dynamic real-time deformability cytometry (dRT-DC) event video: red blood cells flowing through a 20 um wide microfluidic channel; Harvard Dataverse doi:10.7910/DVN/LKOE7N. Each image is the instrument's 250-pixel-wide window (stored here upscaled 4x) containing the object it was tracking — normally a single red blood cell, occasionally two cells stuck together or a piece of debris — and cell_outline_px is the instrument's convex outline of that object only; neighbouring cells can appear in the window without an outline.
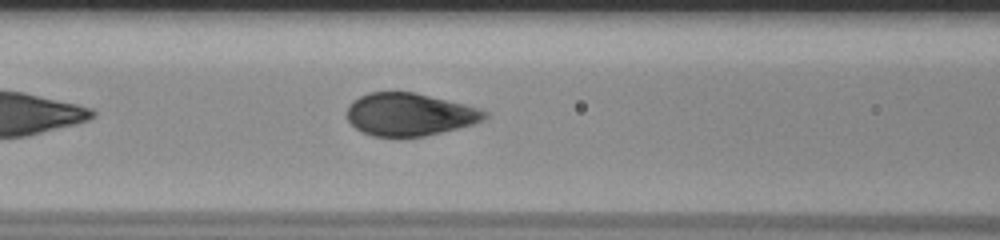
{"species": "human", "species_latin": "Homo sapiens", "temperature_condition": "room temperature", "stored_images_in_passage": 24, "camera_frame_rate_fps": 3000, "um_per_image_px": 0.085, "donor": {"sex": "male"}, "frame": {"image": 1, "passage_image": 8, "time_ms": 2.333, "image_size_px": [1000, 240], "cell_outline_px": [[488, 116], [484, 120], [472, 124], [424, 136], [372, 136], [356, 128], [348, 120], [348, 104], [352, 100], [368, 92], [416, 92], [464, 104], [488, 112]], "centroid_in_image_um": [34.79, 9.71], "position_along_channel_um": 131.8, "area_um2": 33.93}}